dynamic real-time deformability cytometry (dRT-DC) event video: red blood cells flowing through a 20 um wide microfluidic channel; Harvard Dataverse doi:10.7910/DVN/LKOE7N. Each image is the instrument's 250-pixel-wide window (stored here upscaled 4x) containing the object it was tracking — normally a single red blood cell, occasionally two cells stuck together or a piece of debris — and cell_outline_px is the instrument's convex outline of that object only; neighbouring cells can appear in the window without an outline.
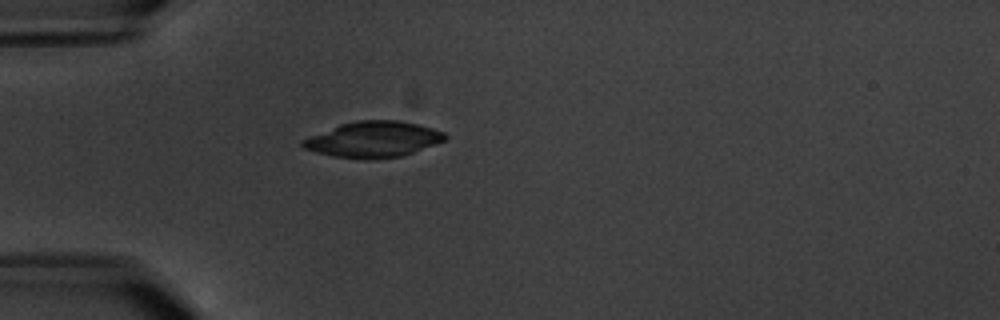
{"species": "common noctule bat (a hibernating species)", "species_latin": "Nyctalus noctula", "temperature_condition": "warm", "stored_images_in_passage": 2, "camera_frame_rate_fps": 3000, "um_per_image_px": 0.085, "animal": {"sex": "male", "body_mass_g": 20.1, "forearm_length_mm": 53.5}, "frame": {"image": 1, "passage_image": 1, "time_ms": 0.0, "image_size_px": [1000, 320], "cell_outline_px": [[448, 136], [444, 140], [412, 152], [400, 156], [332, 156], [316, 152], [304, 148], [300, 144], [300, 140], [308, 136], [340, 124], [356, 120], [400, 120], [432, 128], [444, 132]], "centroid_in_image_um": [31.69, 11.79], "position_along_channel_um": 53.3, "area_um2": 28.67}}